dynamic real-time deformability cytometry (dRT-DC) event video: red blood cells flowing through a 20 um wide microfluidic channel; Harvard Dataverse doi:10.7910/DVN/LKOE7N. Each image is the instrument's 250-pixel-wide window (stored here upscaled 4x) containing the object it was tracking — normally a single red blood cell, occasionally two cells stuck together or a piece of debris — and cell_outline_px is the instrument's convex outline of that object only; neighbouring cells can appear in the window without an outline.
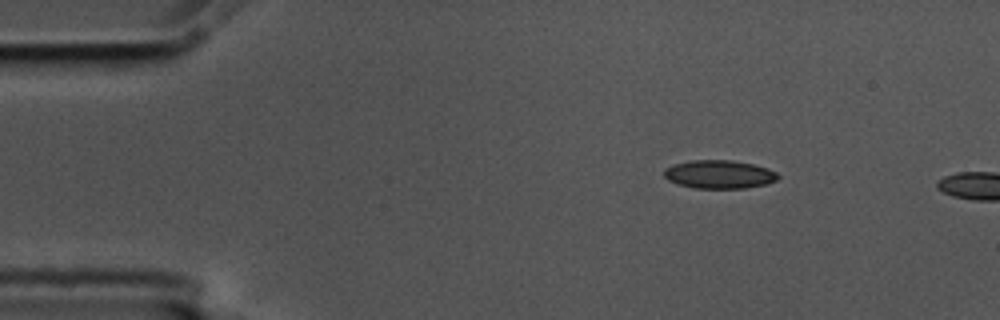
{"species": "common noctule bat (a hibernating species)", "species_latin": "Nyctalus noctula", "temperature_condition": "cold", "stored_images_in_passage": 2, "camera_frame_rate_fps": 3000, "um_per_image_px": 0.085, "animal": {"sex": "male", "body_mass_g": 17.5, "forearm_length_mm": 52.3}, "frame": {"image": 1, "passage_image": 2, "time_ms": 0.333, "image_size_px": [1000, 320], "cell_outline_px": [[780, 176], [776, 180], [764, 184], [744, 188], [696, 188], [680, 184], [668, 180], [664, 176], [664, 168], [676, 164], [692, 160], [732, 160], [752, 164], [768, 168], [776, 172]], "centroid_in_image_um": [61.14, 14.81], "position_along_channel_um": 23.9, "area_um2": 18.61}}